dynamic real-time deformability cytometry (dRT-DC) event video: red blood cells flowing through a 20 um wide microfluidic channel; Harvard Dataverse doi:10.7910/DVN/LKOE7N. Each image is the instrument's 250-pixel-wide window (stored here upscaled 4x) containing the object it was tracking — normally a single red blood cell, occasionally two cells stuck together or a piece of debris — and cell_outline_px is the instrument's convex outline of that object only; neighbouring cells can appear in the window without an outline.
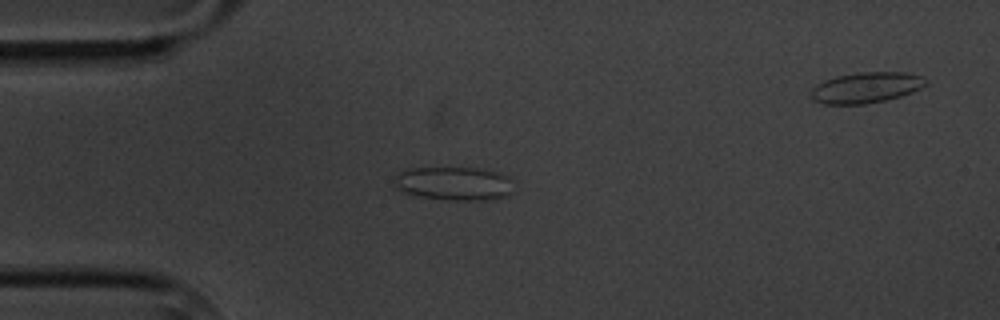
{"species": "common noctule bat (a hibernating species)", "species_latin": "Nyctalus noctula", "temperature_condition": "cold", "stored_images_in_passage": 6, "camera_frame_rate_fps": 3000, "um_per_image_px": 0.085, "animal": {"sex": "male", "body_mass_g": 20.1, "forearm_length_mm": 53.5}, "frame": {"image": 1, "passage_image": 4, "time_ms": 4.333, "image_size_px": [1000, 320], "cell_outline_px": [[512, 192], [508, 196], [484, 200], [452, 200], [420, 196], [404, 192], [396, 184], [396, 176], [404, 168], [476, 168], [496, 172], [508, 176], [512, 180]], "centroid_in_image_um": [38.64, 15.59], "position_along_channel_um": 46.4, "area_um2": 23.12}}
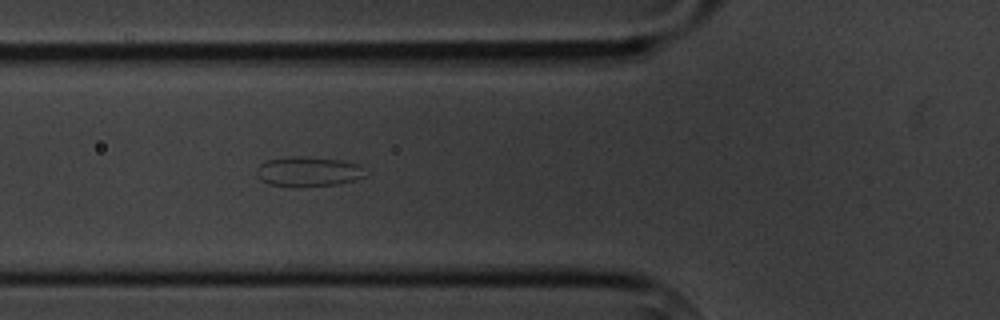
{"frame": {"image": 2, "passage_image": 6, "time_ms": 6.333, "image_size_px": [1000, 320], "cell_outline_px": [[368, 176], [336, 184], [300, 188], [292, 188], [268, 184], [260, 180], [256, 172], [260, 164], [268, 160], [288, 156], [304, 156], [340, 160], [356, 164]], "centroid_in_image_um": [26.14, 14.61], "position_along_channel_um": 99.7, "area_um2": 19.07}}